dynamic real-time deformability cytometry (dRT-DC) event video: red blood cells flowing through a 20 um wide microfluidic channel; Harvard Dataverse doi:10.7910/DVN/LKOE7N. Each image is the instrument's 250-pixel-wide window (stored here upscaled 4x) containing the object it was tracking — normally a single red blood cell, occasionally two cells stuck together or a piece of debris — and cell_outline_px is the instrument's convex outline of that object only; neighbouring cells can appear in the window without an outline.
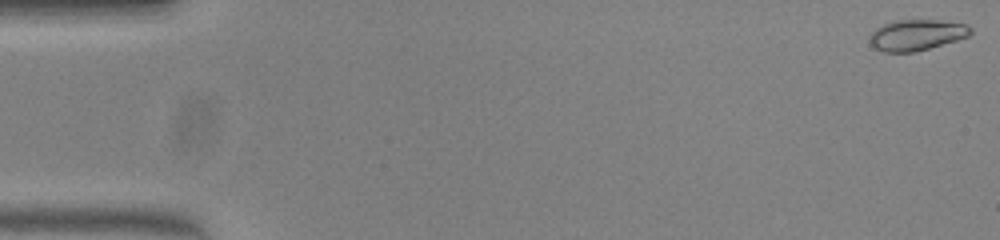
{"species": "common noctule bat (a hibernating species)", "species_latin": "Nyctalus noctula", "temperature_condition": "warm", "stored_images_in_passage": 8, "camera_frame_rate_fps": 3000, "um_per_image_px": 0.085, "animal": {"sex": "female", "body_mass_g": 23.0, "forearm_length_mm": 53.4}, "frame": {"image": 1, "passage_image": 1, "time_ms": 0.0, "image_size_px": [1000, 240], "cell_outline_px": [[972, 32], [968, 36], [956, 40], [916, 52], [884, 52], [876, 48], [868, 40], [868, 36], [876, 28], [884, 24], [896, 20], [936, 20], [968, 24], [972, 28]], "centroid_in_image_um": [77.91, 2.97], "position_along_channel_um": 7.1, "area_um2": 18.15}}